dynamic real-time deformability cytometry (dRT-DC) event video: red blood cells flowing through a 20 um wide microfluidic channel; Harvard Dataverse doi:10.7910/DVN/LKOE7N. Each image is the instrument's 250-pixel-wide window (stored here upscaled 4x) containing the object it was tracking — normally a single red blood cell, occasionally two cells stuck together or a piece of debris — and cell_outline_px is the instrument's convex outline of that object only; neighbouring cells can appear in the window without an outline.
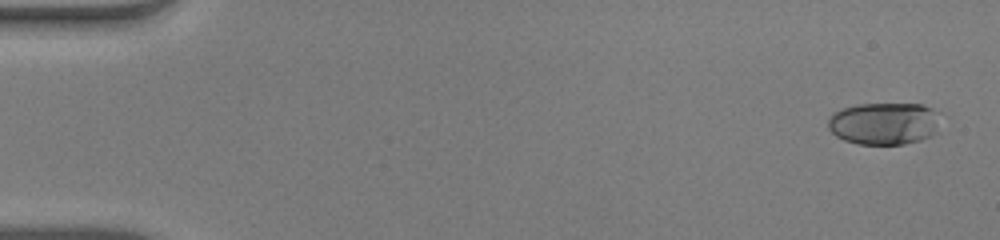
{"species": "human", "species_latin": "Homo sapiens", "temperature_condition": "warm", "stored_images_in_passage": 53, "camera_frame_rate_fps": 3000, "um_per_image_px": 0.085, "donor": {"sex": "male"}, "frame": {"image": 1, "passage_image": 2, "time_ms": 0.333, "image_size_px": [1000, 240], "cell_outline_px": [[936, 132], [932, 136], [920, 140], [904, 144], [856, 144], [844, 140], [836, 136], [828, 128], [828, 120], [836, 112], [844, 108], [856, 104], [920, 104], [932, 108]], "centroid_in_image_um": [75.07, 10.51], "position_along_channel_um": 9.9, "area_um2": 27.11}}
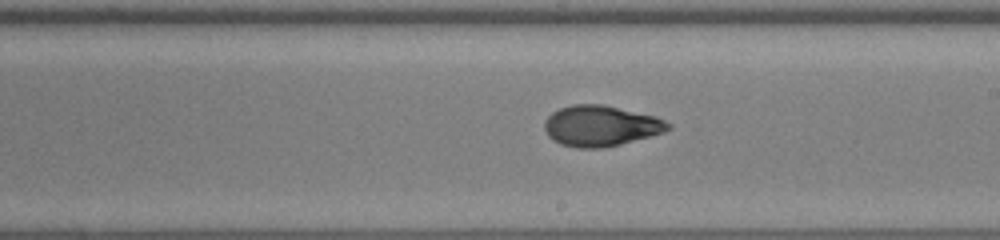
{"frame": {"image": 2, "passage_image": 31, "time_ms": 10.0, "image_size_px": [1000, 240], "cell_outline_px": [[672, 128], [664, 132], [620, 144], [600, 148], [576, 148], [560, 144], [552, 140], [548, 136], [544, 128], [544, 120], [552, 112], [560, 108], [572, 104], [600, 104], [656, 116], [672, 124]], "centroid_in_image_um": [51.04, 10.7], "position_along_channel_um": 238.0, "area_um2": 29.36}}
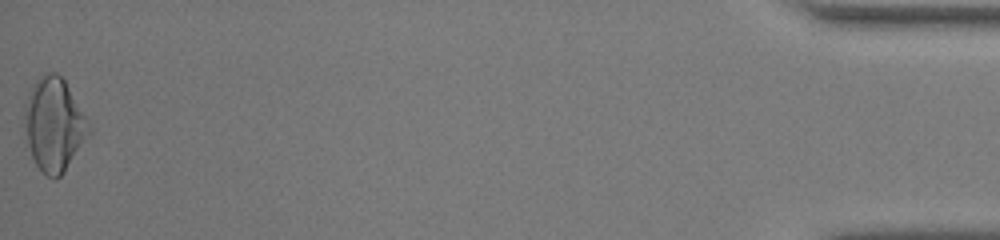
{"frame": {"image": 3, "passage_image": 53, "time_ms": 17.333, "image_size_px": [1000, 240], "cell_outline_px": [[92, 132], [64, 172], [56, 180], [48, 176], [36, 164], [32, 156], [28, 144], [24, 124], [24, 108], [28, 92], [36, 80], [44, 72], [56, 72], [64, 80], [92, 124]], "centroid_in_image_um": [4.62, 10.57], "position_along_channel_um": 430.6, "area_um2": 35.26}, "authors_computed_cell_mechanics": {"area_um2": 28.4376, "velocity_mm_per_s": 3.9556, "shape_relaxation_time_tau1_ms": null, "shape_relaxation_time_tau2_ms": 1.2549, "deformation_change_tau1": null, "deformation_change_tau2": 0.0641}}